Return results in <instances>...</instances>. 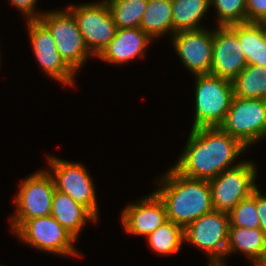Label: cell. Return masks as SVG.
Instances as JSON below:
<instances>
[{"label":"cell","instance_id":"1","mask_svg":"<svg viewBox=\"0 0 266 266\" xmlns=\"http://www.w3.org/2000/svg\"><path fill=\"white\" fill-rule=\"evenodd\" d=\"M248 149L220 127L191 129L187 142L173 168L181 175L211 180L223 171L239 165Z\"/></svg>","mask_w":266,"mask_h":266},{"label":"cell","instance_id":"2","mask_svg":"<svg viewBox=\"0 0 266 266\" xmlns=\"http://www.w3.org/2000/svg\"><path fill=\"white\" fill-rule=\"evenodd\" d=\"M157 180L154 192L165 204L167 220L183 229L214 209L209 181L185 177L172 166Z\"/></svg>","mask_w":266,"mask_h":266},{"label":"cell","instance_id":"3","mask_svg":"<svg viewBox=\"0 0 266 266\" xmlns=\"http://www.w3.org/2000/svg\"><path fill=\"white\" fill-rule=\"evenodd\" d=\"M195 77V108L192 129L219 127L234 96L232 81L212 74Z\"/></svg>","mask_w":266,"mask_h":266},{"label":"cell","instance_id":"4","mask_svg":"<svg viewBox=\"0 0 266 266\" xmlns=\"http://www.w3.org/2000/svg\"><path fill=\"white\" fill-rule=\"evenodd\" d=\"M64 8L45 11L38 20L50 31L62 59L78 74L87 59L95 56L87 48L73 13Z\"/></svg>","mask_w":266,"mask_h":266},{"label":"cell","instance_id":"5","mask_svg":"<svg viewBox=\"0 0 266 266\" xmlns=\"http://www.w3.org/2000/svg\"><path fill=\"white\" fill-rule=\"evenodd\" d=\"M26 176L19 183L15 199V212L9 218L10 229L14 233L26 220L48 216L51 213L55 182L47 169Z\"/></svg>","mask_w":266,"mask_h":266},{"label":"cell","instance_id":"6","mask_svg":"<svg viewBox=\"0 0 266 266\" xmlns=\"http://www.w3.org/2000/svg\"><path fill=\"white\" fill-rule=\"evenodd\" d=\"M229 214L212 210L184 229V242L207 254L209 266H227Z\"/></svg>","mask_w":266,"mask_h":266},{"label":"cell","instance_id":"7","mask_svg":"<svg viewBox=\"0 0 266 266\" xmlns=\"http://www.w3.org/2000/svg\"><path fill=\"white\" fill-rule=\"evenodd\" d=\"M19 240L48 254L82 257L77 239L51 215L26 220L14 233Z\"/></svg>","mask_w":266,"mask_h":266},{"label":"cell","instance_id":"8","mask_svg":"<svg viewBox=\"0 0 266 266\" xmlns=\"http://www.w3.org/2000/svg\"><path fill=\"white\" fill-rule=\"evenodd\" d=\"M219 127L239 140L247 149L264 141L266 100L233 96L230 109Z\"/></svg>","mask_w":266,"mask_h":266},{"label":"cell","instance_id":"9","mask_svg":"<svg viewBox=\"0 0 266 266\" xmlns=\"http://www.w3.org/2000/svg\"><path fill=\"white\" fill-rule=\"evenodd\" d=\"M46 159L49 168L47 170L54 179L56 190L85 206L98 219L96 186L85 165L53 155H47Z\"/></svg>","mask_w":266,"mask_h":266},{"label":"cell","instance_id":"10","mask_svg":"<svg viewBox=\"0 0 266 266\" xmlns=\"http://www.w3.org/2000/svg\"><path fill=\"white\" fill-rule=\"evenodd\" d=\"M255 163L242 160L239 165L209 180L214 210L229 213L242 199L250 196L258 188V166Z\"/></svg>","mask_w":266,"mask_h":266},{"label":"cell","instance_id":"11","mask_svg":"<svg viewBox=\"0 0 266 266\" xmlns=\"http://www.w3.org/2000/svg\"><path fill=\"white\" fill-rule=\"evenodd\" d=\"M66 7L76 18L87 48L97 57L114 38L117 30L107 1L68 4Z\"/></svg>","mask_w":266,"mask_h":266},{"label":"cell","instance_id":"12","mask_svg":"<svg viewBox=\"0 0 266 266\" xmlns=\"http://www.w3.org/2000/svg\"><path fill=\"white\" fill-rule=\"evenodd\" d=\"M27 22V23H26ZM29 43L34 57L42 69L51 79L64 86H75L77 75L62 59L50 31L39 20L25 21Z\"/></svg>","mask_w":266,"mask_h":266},{"label":"cell","instance_id":"13","mask_svg":"<svg viewBox=\"0 0 266 266\" xmlns=\"http://www.w3.org/2000/svg\"><path fill=\"white\" fill-rule=\"evenodd\" d=\"M172 40V41H171ZM173 49L192 76L210 74L212 67L213 29L180 31L171 36Z\"/></svg>","mask_w":266,"mask_h":266},{"label":"cell","instance_id":"14","mask_svg":"<svg viewBox=\"0 0 266 266\" xmlns=\"http://www.w3.org/2000/svg\"><path fill=\"white\" fill-rule=\"evenodd\" d=\"M246 66L238 35L229 26L214 28L210 74L233 81Z\"/></svg>","mask_w":266,"mask_h":266},{"label":"cell","instance_id":"15","mask_svg":"<svg viewBox=\"0 0 266 266\" xmlns=\"http://www.w3.org/2000/svg\"><path fill=\"white\" fill-rule=\"evenodd\" d=\"M121 213V224L132 236L146 238L167 221L165 204L155 192L128 204Z\"/></svg>","mask_w":266,"mask_h":266},{"label":"cell","instance_id":"16","mask_svg":"<svg viewBox=\"0 0 266 266\" xmlns=\"http://www.w3.org/2000/svg\"><path fill=\"white\" fill-rule=\"evenodd\" d=\"M151 41L153 39L140 27L117 29L114 38L96 58L111 65H123L139 57L145 58Z\"/></svg>","mask_w":266,"mask_h":266},{"label":"cell","instance_id":"17","mask_svg":"<svg viewBox=\"0 0 266 266\" xmlns=\"http://www.w3.org/2000/svg\"><path fill=\"white\" fill-rule=\"evenodd\" d=\"M50 215L77 240L87 221L98 223V219L85 206L56 189L52 197Z\"/></svg>","mask_w":266,"mask_h":266},{"label":"cell","instance_id":"18","mask_svg":"<svg viewBox=\"0 0 266 266\" xmlns=\"http://www.w3.org/2000/svg\"><path fill=\"white\" fill-rule=\"evenodd\" d=\"M242 253L252 266H259L266 257V235L260 228L229 226L227 257Z\"/></svg>","mask_w":266,"mask_h":266},{"label":"cell","instance_id":"19","mask_svg":"<svg viewBox=\"0 0 266 266\" xmlns=\"http://www.w3.org/2000/svg\"><path fill=\"white\" fill-rule=\"evenodd\" d=\"M229 27L238 35L247 65L266 66V31L263 24L244 22Z\"/></svg>","mask_w":266,"mask_h":266},{"label":"cell","instance_id":"20","mask_svg":"<svg viewBox=\"0 0 266 266\" xmlns=\"http://www.w3.org/2000/svg\"><path fill=\"white\" fill-rule=\"evenodd\" d=\"M171 6L173 34L205 28L200 22L211 8L210 0H171Z\"/></svg>","mask_w":266,"mask_h":266},{"label":"cell","instance_id":"21","mask_svg":"<svg viewBox=\"0 0 266 266\" xmlns=\"http://www.w3.org/2000/svg\"><path fill=\"white\" fill-rule=\"evenodd\" d=\"M140 28L154 41L166 35H173L171 0H148Z\"/></svg>","mask_w":266,"mask_h":266},{"label":"cell","instance_id":"22","mask_svg":"<svg viewBox=\"0 0 266 266\" xmlns=\"http://www.w3.org/2000/svg\"><path fill=\"white\" fill-rule=\"evenodd\" d=\"M232 84L236 97L266 100V66L247 65Z\"/></svg>","mask_w":266,"mask_h":266},{"label":"cell","instance_id":"23","mask_svg":"<svg viewBox=\"0 0 266 266\" xmlns=\"http://www.w3.org/2000/svg\"><path fill=\"white\" fill-rule=\"evenodd\" d=\"M147 245L157 255L169 256L180 251L184 243V229L167 220L147 237Z\"/></svg>","mask_w":266,"mask_h":266},{"label":"cell","instance_id":"24","mask_svg":"<svg viewBox=\"0 0 266 266\" xmlns=\"http://www.w3.org/2000/svg\"><path fill=\"white\" fill-rule=\"evenodd\" d=\"M117 29L140 27L148 0H106Z\"/></svg>","mask_w":266,"mask_h":266},{"label":"cell","instance_id":"25","mask_svg":"<svg viewBox=\"0 0 266 266\" xmlns=\"http://www.w3.org/2000/svg\"><path fill=\"white\" fill-rule=\"evenodd\" d=\"M215 8L218 26L247 22L246 0H210Z\"/></svg>","mask_w":266,"mask_h":266},{"label":"cell","instance_id":"26","mask_svg":"<svg viewBox=\"0 0 266 266\" xmlns=\"http://www.w3.org/2000/svg\"><path fill=\"white\" fill-rule=\"evenodd\" d=\"M228 214L229 226L260 228L256 212V190L247 198L242 199Z\"/></svg>","mask_w":266,"mask_h":266},{"label":"cell","instance_id":"27","mask_svg":"<svg viewBox=\"0 0 266 266\" xmlns=\"http://www.w3.org/2000/svg\"><path fill=\"white\" fill-rule=\"evenodd\" d=\"M15 8L18 9V11L21 12V14L24 16L25 21L27 20H38L40 16L44 13L40 12L39 10L37 12L36 4L38 0H8Z\"/></svg>","mask_w":266,"mask_h":266},{"label":"cell","instance_id":"28","mask_svg":"<svg viewBox=\"0 0 266 266\" xmlns=\"http://www.w3.org/2000/svg\"><path fill=\"white\" fill-rule=\"evenodd\" d=\"M247 22L261 23L266 18V0H246Z\"/></svg>","mask_w":266,"mask_h":266},{"label":"cell","instance_id":"29","mask_svg":"<svg viewBox=\"0 0 266 266\" xmlns=\"http://www.w3.org/2000/svg\"><path fill=\"white\" fill-rule=\"evenodd\" d=\"M256 212L260 221V229L266 235V195L261 194L259 188L256 189Z\"/></svg>","mask_w":266,"mask_h":266},{"label":"cell","instance_id":"30","mask_svg":"<svg viewBox=\"0 0 266 266\" xmlns=\"http://www.w3.org/2000/svg\"><path fill=\"white\" fill-rule=\"evenodd\" d=\"M259 266H266V257H265L264 261Z\"/></svg>","mask_w":266,"mask_h":266},{"label":"cell","instance_id":"31","mask_svg":"<svg viewBox=\"0 0 266 266\" xmlns=\"http://www.w3.org/2000/svg\"><path fill=\"white\" fill-rule=\"evenodd\" d=\"M261 23L262 24H266V18Z\"/></svg>","mask_w":266,"mask_h":266}]
</instances>
